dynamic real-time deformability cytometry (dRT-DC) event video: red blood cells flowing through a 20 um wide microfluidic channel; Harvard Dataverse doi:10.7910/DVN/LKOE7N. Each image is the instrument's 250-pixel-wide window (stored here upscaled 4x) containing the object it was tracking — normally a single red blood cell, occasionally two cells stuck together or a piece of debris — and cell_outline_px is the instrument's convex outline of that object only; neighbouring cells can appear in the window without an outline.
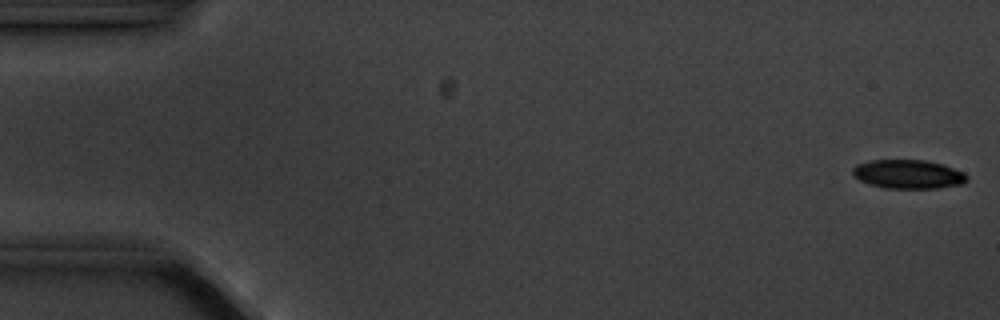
{"species": "common noctule bat (a hibernating species)", "species_latin": "Nyctalus noctula", "temperature_condition": "cold", "stored_images_in_passage": 6, "camera_frame_rate_fps": 3000, "um_per_image_px": 0.085, "animal": {"sex": "male", "body_mass_g": 20.1, "forearm_length_mm": 53.5}, "frame": {"image": 1, "passage_image": 1, "time_ms": 0.0, "image_size_px": [1000, 320], "cell_outline_px": [[968, 180], [964, 184], [936, 188], [884, 188], [868, 184], [852, 176], [852, 168], [856, 164], [872, 160], [928, 160], [944, 164], [964, 172], [968, 176]], "centroid_in_image_um": [77.21, 14.8], "position_along_channel_um": 7.8, "area_um2": 19.54}}
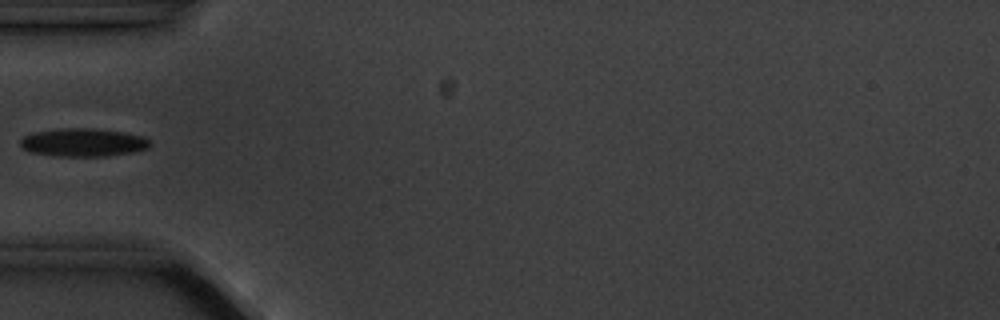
{"frame": {"image": 2, "passage_image": 5, "time_ms": 5.667, "image_size_px": [1000, 320], "cell_outline_px": [[148, 148], [132, 152], [108, 156], [56, 156], [32, 152], [24, 148], [20, 144], [20, 140], [24, 136], [36, 132], [56, 128], [96, 128], [124, 132], [144, 136], [148, 140]], "centroid_in_image_um": [7.07, 12.1], "position_along_channel_um": 77.9, "area_um2": 21.21}}